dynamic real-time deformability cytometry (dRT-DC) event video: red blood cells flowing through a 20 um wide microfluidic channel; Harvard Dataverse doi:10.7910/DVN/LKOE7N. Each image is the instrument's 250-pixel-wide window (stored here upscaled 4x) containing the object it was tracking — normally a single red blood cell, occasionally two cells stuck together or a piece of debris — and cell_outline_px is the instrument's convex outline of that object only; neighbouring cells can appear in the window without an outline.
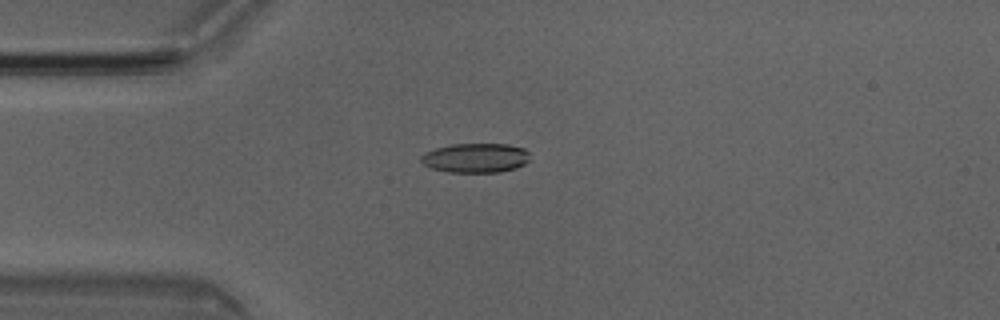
{"species": "Egyptian fruit bat (a non-hibernating species)", "species_latin": "Rousettus aegyptiacus", "temperature_condition": "room temperature", "stored_images_in_passage": 4, "camera_frame_rate_fps": 3000, "um_per_image_px": 0.085, "animal": {"sex": "male"}, "frame": {"image": 1, "passage_image": 3, "time_ms": 0.667, "image_size_px": [1000, 320], "cell_outline_px": [[528, 160], [524, 164], [516, 168], [500, 172], [448, 172], [432, 168], [424, 164], [420, 160], [420, 156], [424, 152], [436, 148], [452, 144], [508, 144], [524, 148], [528, 152]], "centroid_in_image_um": [40.41, 13.42], "position_along_channel_um": 44.6, "area_um2": 18.67}}